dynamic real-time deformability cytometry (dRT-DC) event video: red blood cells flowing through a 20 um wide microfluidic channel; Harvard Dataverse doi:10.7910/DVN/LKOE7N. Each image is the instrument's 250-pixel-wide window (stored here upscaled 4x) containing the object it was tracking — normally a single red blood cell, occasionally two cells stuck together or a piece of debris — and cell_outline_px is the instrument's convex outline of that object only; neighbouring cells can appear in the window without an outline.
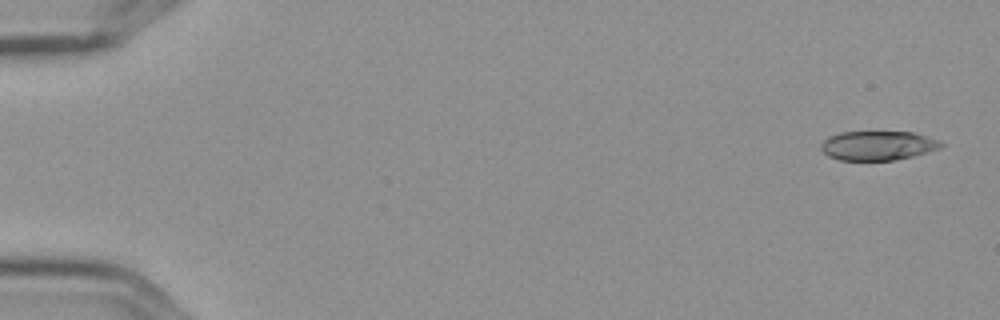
{"species": "Egyptian fruit bat (a non-hibernating species)", "species_latin": "Rousettus aegyptiacus", "temperature_condition": "cold", "stored_images_in_passage": 11, "camera_frame_rate_fps": 3000, "um_per_image_px": 0.085, "frame": {"image": 1, "passage_image": 1, "time_ms": 0.0, "image_size_px": [1000, 320], "cell_outline_px": [[944, 144], [940, 148], [912, 156], [896, 160], [840, 160], [828, 156], [820, 148], [820, 144], [824, 140], [840, 132], [912, 132], [940, 140]], "centroid_in_image_um": [74.62, 12.37], "position_along_channel_um": 10.4, "area_um2": 20.35}}
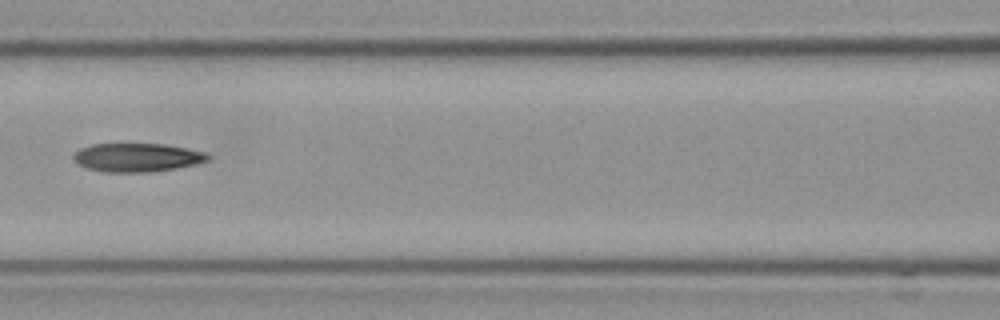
{"frame": {"image": 2, "passage_image": 7, "time_ms": 2.0, "image_size_px": [1000, 320], "cell_outline_px": [[212, 156], [208, 160], [176, 168], [148, 172], [104, 172], [88, 168], [72, 160], [72, 156], [80, 148], [92, 144], [164, 144], [208, 152]], "centroid_in_image_um": [11.65, 13.38], "position_along_channel_um": 154.9, "area_um2": 22.31}}
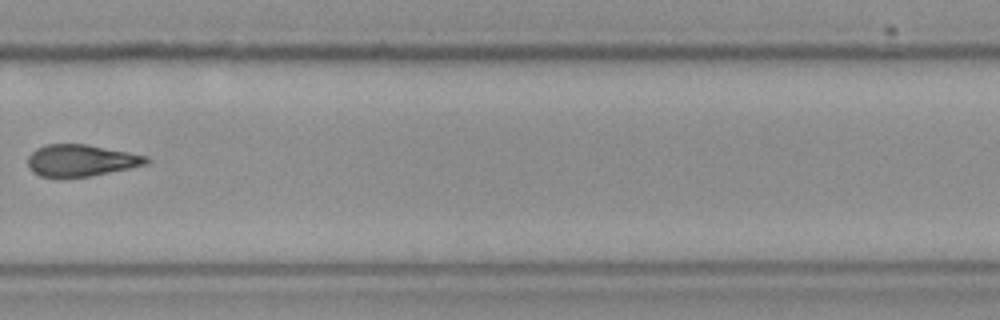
{"frame": {"image": 3, "passage_image": 11, "time_ms": 3.333, "image_size_px": [1000, 320], "cell_outline_px": [[152, 160], [148, 164], [88, 176], [40, 176], [32, 172], [28, 168], [28, 156], [36, 148], [44, 144], [88, 144], [148, 156]], "centroid_in_image_um": [6.88, 13.61], "position_along_channel_um": 322.9, "area_um2": 21.79}}